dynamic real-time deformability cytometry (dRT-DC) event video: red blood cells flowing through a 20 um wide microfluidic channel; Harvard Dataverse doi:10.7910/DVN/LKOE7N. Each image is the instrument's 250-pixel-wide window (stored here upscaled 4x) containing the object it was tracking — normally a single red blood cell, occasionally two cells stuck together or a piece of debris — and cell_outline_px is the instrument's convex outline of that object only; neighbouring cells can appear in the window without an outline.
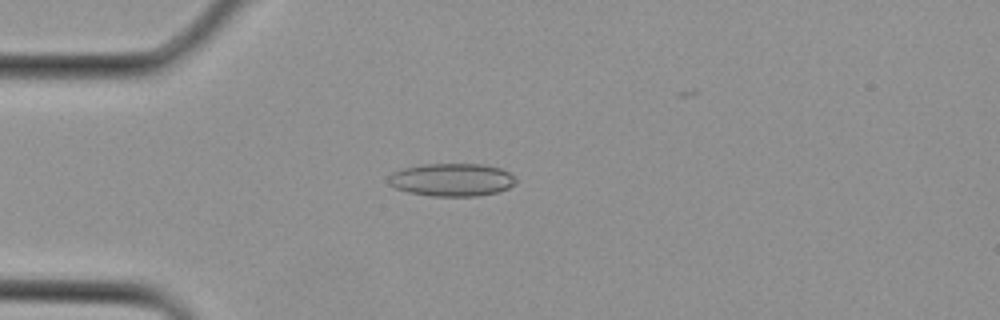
{"species": "Egyptian fruit bat (a non-hibernating species)", "species_latin": "Rousettus aegyptiacus", "temperature_condition": "cold", "stored_images_in_passage": 1, "camera_frame_rate_fps": 3000, "um_per_image_px": 0.085, "animal": {"sex": "female"}, "frame": {"image": 1, "passage_image": 1, "time_ms": 0.0, "image_size_px": [1000, 320], "cell_outline_px": [[516, 180], [508, 188], [496, 192], [476, 196], [432, 196], [408, 192], [396, 188], [388, 184], [388, 176], [392, 172], [404, 168], [424, 164], [484, 164], [500, 168], [508, 172]], "centroid_in_image_um": [38.36, 15.28], "position_along_channel_um": 46.6, "area_um2": 24.28}}